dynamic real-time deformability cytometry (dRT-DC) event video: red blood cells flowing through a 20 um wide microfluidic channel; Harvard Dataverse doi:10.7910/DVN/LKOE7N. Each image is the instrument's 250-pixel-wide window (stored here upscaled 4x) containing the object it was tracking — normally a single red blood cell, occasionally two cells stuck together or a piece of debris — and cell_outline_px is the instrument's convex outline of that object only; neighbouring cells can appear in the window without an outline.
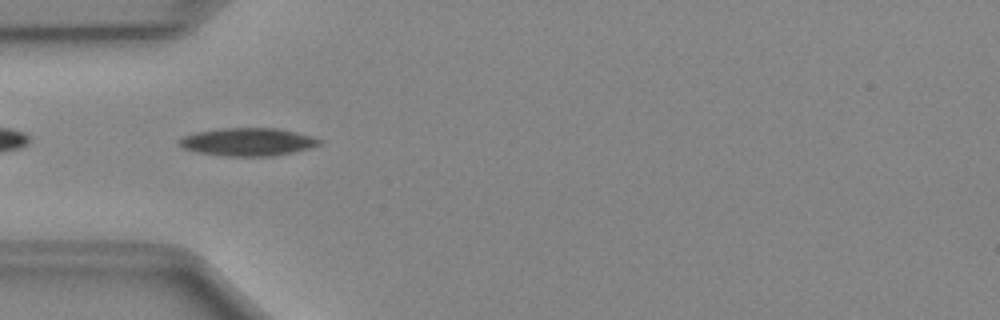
{"species": "Egyptian fruit bat (a non-hibernating species)", "species_latin": "Rousettus aegyptiacus", "temperature_condition": "cold", "stored_images_in_passage": 7, "camera_frame_rate_fps": 3000, "um_per_image_px": 0.085, "animal": {"sex": "female"}, "frame": {"image": 1, "passage_image": 2, "time_ms": 0.333, "image_size_px": [1000, 320], "cell_outline_px": [[324, 140], [320, 144], [308, 148], [292, 152], [272, 156], [224, 156], [192, 152], [176, 144], [176, 140], [180, 136], [196, 132], [220, 128], [276, 128], [296, 132], [312, 136]], "centroid_in_image_um": [20.98, 12.06], "position_along_channel_um": 64.0, "area_um2": 23.12}}